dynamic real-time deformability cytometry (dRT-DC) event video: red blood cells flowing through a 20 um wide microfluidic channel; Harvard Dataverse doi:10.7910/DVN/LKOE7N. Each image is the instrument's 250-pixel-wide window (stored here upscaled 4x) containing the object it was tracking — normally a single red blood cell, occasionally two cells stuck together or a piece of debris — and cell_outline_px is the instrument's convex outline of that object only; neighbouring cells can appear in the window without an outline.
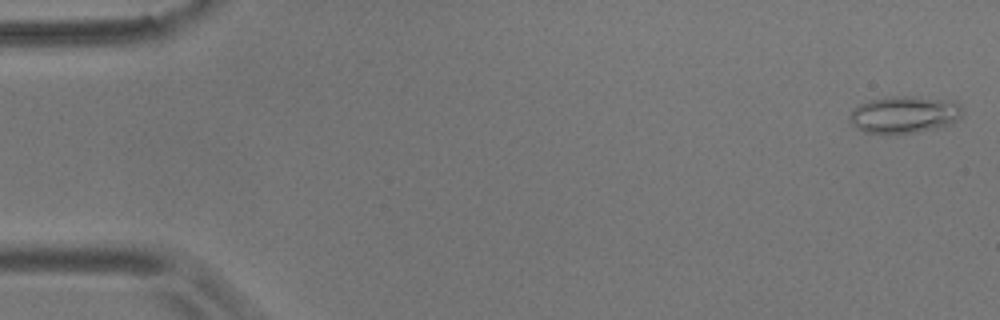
{"species": "common noctule bat (a hibernating species)", "species_latin": "Nyctalus noctula", "temperature_condition": "room temperature", "stored_images_in_passage": 55, "camera_frame_rate_fps": 3000, "um_per_image_px": 0.085, "animal": {"sex": "male", "body_mass_g": 17.9}, "frame": {"image": 1, "passage_image": 1, "time_ms": 0.0, "image_size_px": [1000, 320], "cell_outline_px": [[960, 116], [952, 124], [936, 128], [916, 132], [864, 132], [856, 128], [848, 120], [848, 116], [852, 108], [868, 100], [884, 96], [916, 96], [956, 100], [960, 104]], "centroid_in_image_um": [76.84, 9.7], "position_along_channel_um": 8.2, "area_um2": 24.51}}
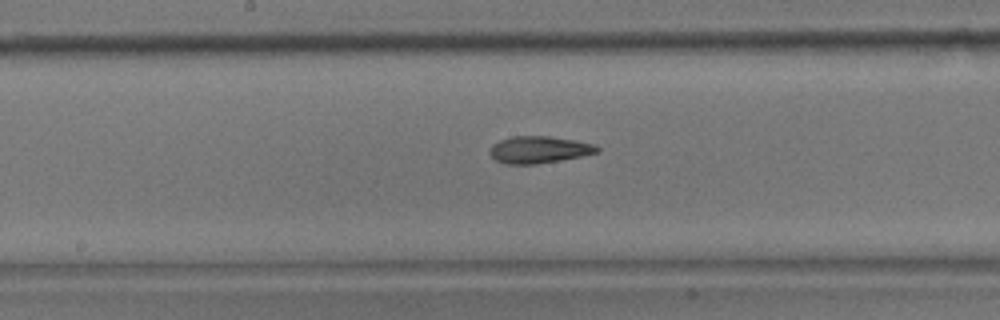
{"frame": {"image": 2, "passage_image": 28, "time_ms": 9.0, "image_size_px": [1000, 320], "cell_outline_px": [[600, 152], [584, 156], [536, 164], [504, 164], [496, 160], [488, 152], [492, 144], [500, 140], [512, 136], [548, 136], [596, 144], [600, 148]], "centroid_in_image_um": [45.83, 12.72], "position_along_channel_um": 202.4, "area_um2": 16.99}}
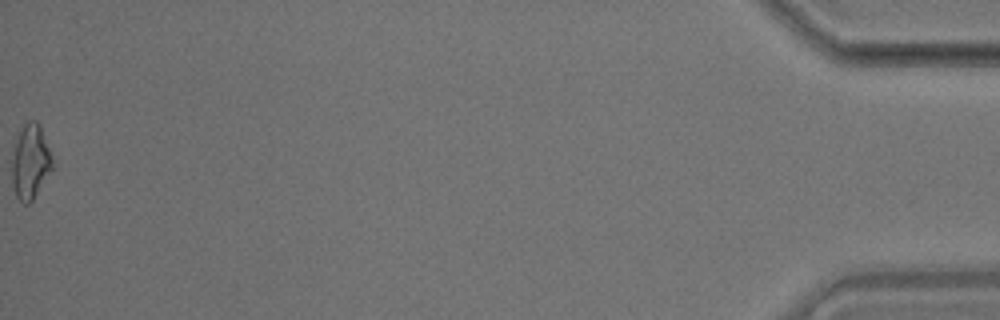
{"frame": {"image": 3, "passage_image": 55, "time_ms": 18.0, "image_size_px": [1000, 320], "cell_outline_px": [[52, 168], [32, 200], [28, 204], [24, 204], [16, 196], [12, 184], [12, 156], [16, 140], [24, 124], [28, 120], [36, 120], [40, 124], [52, 160]], "centroid_in_image_um": [2.56, 13.74], "position_along_channel_um": 432.6, "area_um2": 17.17}, "authors_computed_cell_mechanics": {"area_um2": 17.1088, "velocity_mm_per_s": 3.6608, "shape_relaxation_time_tau1_ms": 11.0092, "shape_relaxation_time_tau2_ms": 4.0549, "deformation_change_tau1": 0.2403, "deformation_change_tau2": 0.1145}}